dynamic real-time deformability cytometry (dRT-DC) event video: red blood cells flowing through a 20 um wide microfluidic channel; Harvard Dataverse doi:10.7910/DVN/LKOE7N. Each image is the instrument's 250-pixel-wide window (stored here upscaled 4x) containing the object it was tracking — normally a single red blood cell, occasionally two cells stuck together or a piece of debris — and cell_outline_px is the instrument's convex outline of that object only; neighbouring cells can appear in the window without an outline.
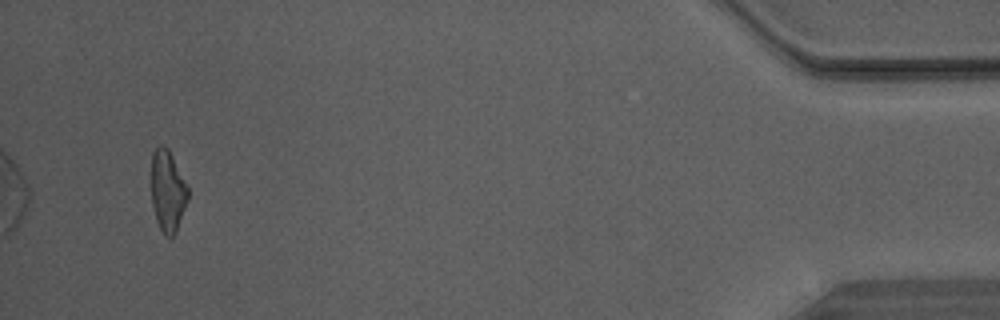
{"species": "Egyptian fruit bat (a non-hibernating species)", "species_latin": "Rousettus aegyptiacus", "temperature_condition": "warm", "stored_images_in_passage": 35, "camera_frame_rate_fps": 3000, "um_per_image_px": 0.085, "animal": {"sex": "male"}, "frame": {"image": 1, "passage_image": 35, "time_ms": 11.333, "image_size_px": [1000, 320], "cell_outline_px": [[188, 200], [176, 232], [172, 236], [164, 236], [156, 220], [152, 204], [152, 152], [160, 144], [164, 144], [168, 148], [188, 188]], "centroid_in_image_um": [14.25, 16.24], "position_along_channel_um": 421.0, "area_um2": 17.22}}